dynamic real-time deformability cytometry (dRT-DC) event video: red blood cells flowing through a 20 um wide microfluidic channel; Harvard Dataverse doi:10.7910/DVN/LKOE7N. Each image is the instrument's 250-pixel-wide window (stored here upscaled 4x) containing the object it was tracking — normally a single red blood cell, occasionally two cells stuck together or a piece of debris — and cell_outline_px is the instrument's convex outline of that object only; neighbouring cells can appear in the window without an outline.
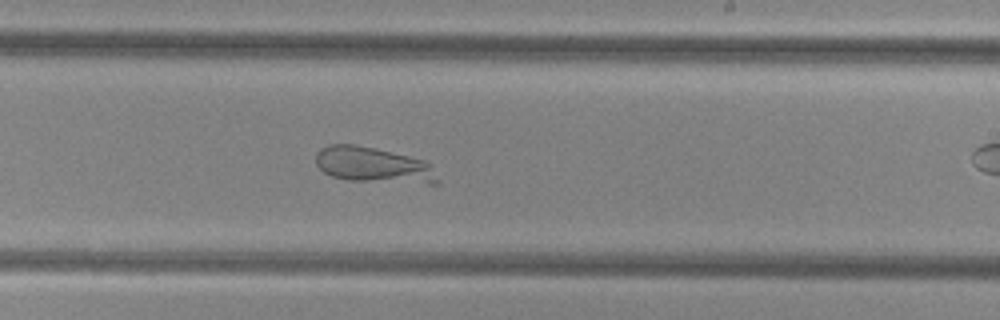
{"species": "common noctule bat (a hibernating species)", "species_latin": "Nyctalus noctula", "temperature_condition": "cold", "stored_images_in_passage": 30, "camera_frame_rate_fps": 3000, "um_per_image_px": 0.085, "animal": {"sex": "female", "body_mass_g": 29.2, "forearm_length_mm": 56.3}, "frame": {"image": 1, "passage_image": 26, "time_ms": 8.333, "image_size_px": [1000, 320], "cell_outline_px": [[440, 184], [428, 184], [348, 180], [332, 176], [324, 172], [316, 164], [316, 152], [320, 148], [328, 144], [356, 144], [376, 148], [428, 160], [432, 164], [440, 180]], "centroid_in_image_um": [31.81, 14.03], "position_along_channel_um": 257.2, "area_um2": 26.01}}